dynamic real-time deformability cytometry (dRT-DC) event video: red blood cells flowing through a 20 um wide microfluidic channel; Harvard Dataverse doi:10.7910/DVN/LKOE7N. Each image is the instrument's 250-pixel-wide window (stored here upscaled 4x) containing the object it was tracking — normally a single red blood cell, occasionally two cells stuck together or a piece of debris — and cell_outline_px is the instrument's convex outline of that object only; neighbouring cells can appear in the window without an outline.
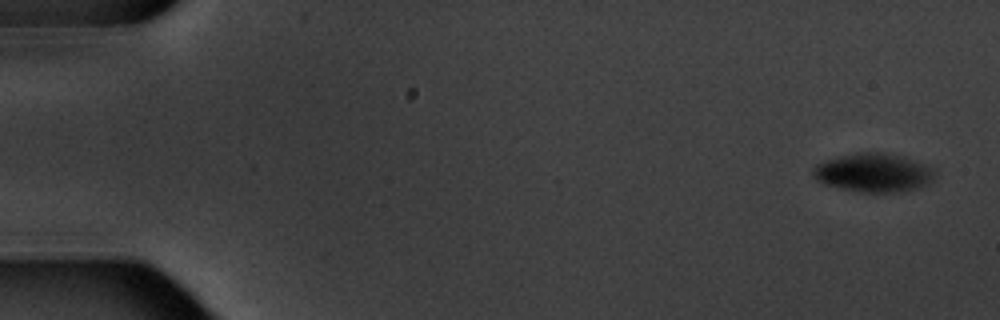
{"species": "common noctule bat (a hibernating species)", "species_latin": "Nyctalus noctula", "temperature_condition": "warm", "stored_images_in_passage": 15, "camera_frame_rate_fps": 3000, "um_per_image_px": 0.085, "animal": {"sex": "male", "body_mass_g": 20.1, "forearm_length_mm": 53.5}, "frame": {"image": 1, "passage_image": 1, "time_ms": 0.0, "image_size_px": [1000, 320], "cell_outline_px": [[936, 176], [932, 180], [916, 188], [900, 192], [852, 192], [824, 184], [816, 180], [812, 176], [812, 168], [816, 164], [824, 160], [836, 156], [856, 152], [884, 152], [904, 156], [936, 168]], "centroid_in_image_um": [74.22, 14.66], "position_along_channel_um": 10.8, "area_um2": 28.09}}
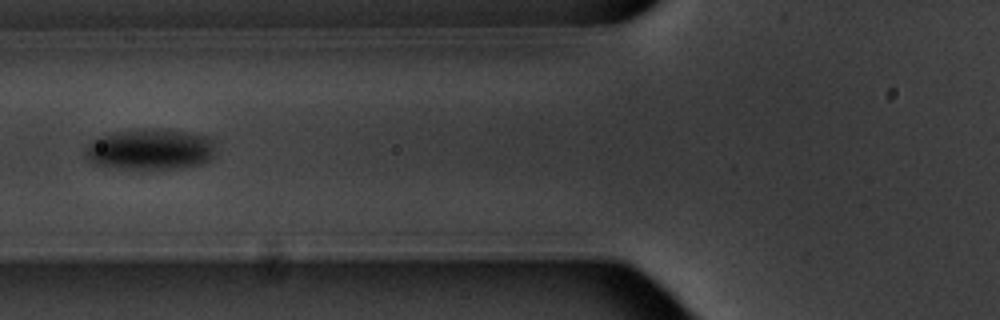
{"frame": {"image": 2, "passage_image": 6, "time_ms": 7.0, "image_size_px": [1000, 320], "cell_outline_px": [[216, 152], [204, 164], [184, 168], [120, 168], [92, 164], [84, 156], [84, 152], [88, 144], [92, 140], [100, 136], [116, 132], [188, 132], [208, 136], [216, 140]], "centroid_in_image_um": [12.81, 12.75], "position_along_channel_um": 113.0, "area_um2": 30.35}}
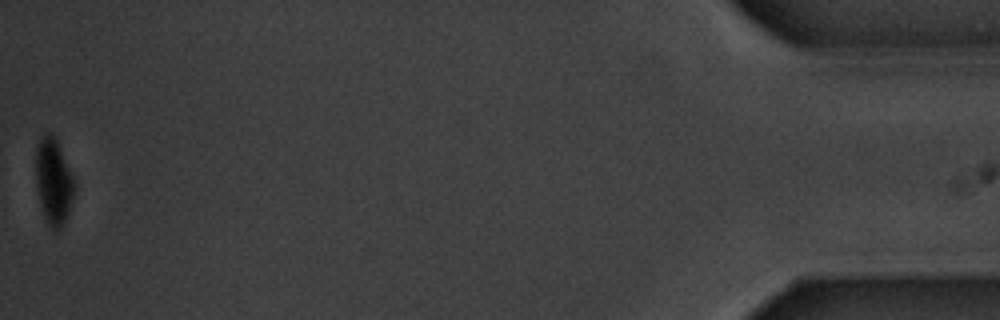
{"frame": {"image": 3, "passage_image": 15, "time_ms": 18.667, "image_size_px": [1000, 320], "cell_outline_px": [[76, 188], [68, 212], [60, 228], [52, 232], [44, 216], [36, 184], [36, 148], [40, 140], [48, 132], [56, 140], [72, 176]], "centroid_in_image_um": [4.54, 15.47], "position_along_channel_um": 430.7, "area_um2": 18.67}, "authors_computed_cell_mechanics": {"area_um2": 28.4376, "velocity_mm_per_s": 3.4827, "shape_relaxation_time_tau1_ms": 0.8531, "shape_relaxation_time_tau2_ms": null, "deformation_change_tau1": 0.0555, "deformation_change_tau2": null}}